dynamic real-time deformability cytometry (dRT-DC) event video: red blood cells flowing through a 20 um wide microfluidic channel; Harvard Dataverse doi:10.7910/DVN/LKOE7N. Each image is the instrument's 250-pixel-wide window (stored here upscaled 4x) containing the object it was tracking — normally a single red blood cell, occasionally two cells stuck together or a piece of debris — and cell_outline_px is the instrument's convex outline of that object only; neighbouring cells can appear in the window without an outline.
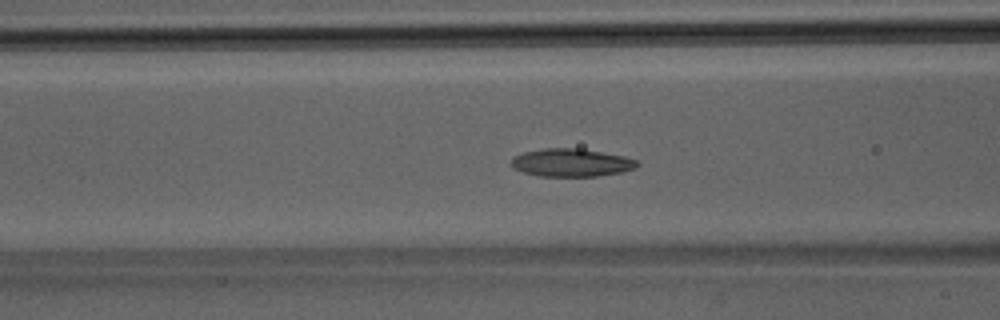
{"species": "Egyptian fruit bat (a non-hibernating species)", "species_latin": "Rousettus aegyptiacus", "temperature_condition": "room temperature", "stored_images_in_passage": 41, "camera_frame_rate_fps": 3000, "um_per_image_px": 0.085, "animal": {"sex": "male"}, "frame": {"image": 1, "passage_image": 16, "time_ms": 5.0, "image_size_px": [1000, 320], "cell_outline_px": [[640, 164], [636, 168], [620, 172], [596, 176], [540, 176], [520, 172], [512, 168], [512, 156], [524, 152], [544, 148], [580, 148], [624, 156], [636, 160]], "centroid_in_image_um": [48.53, 13.82], "position_along_channel_um": 118.1, "area_um2": 20.58}}
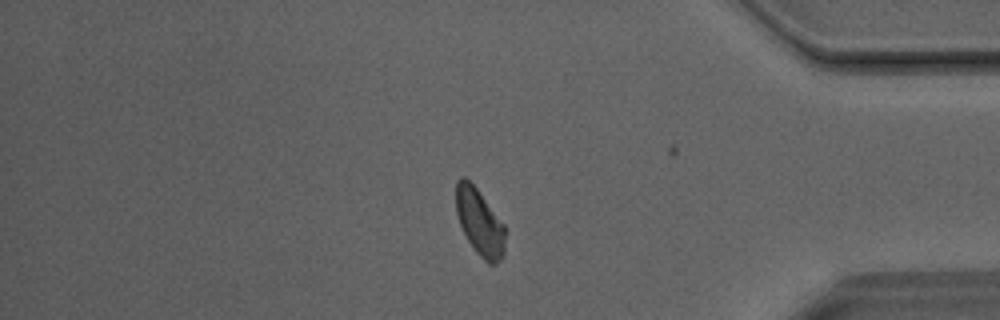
{"frame": {"image": 2, "passage_image": 34, "time_ms": 11.0, "image_size_px": [1000, 320], "cell_outline_px": [[504, 256], [496, 264], [488, 264], [476, 252], [468, 240], [460, 224], [456, 212], [456, 180], [460, 176], [464, 176], [476, 188], [504, 224]], "centroid_in_image_um": [40.76, 18.89], "position_along_channel_um": 394.4, "area_um2": 18.9}}
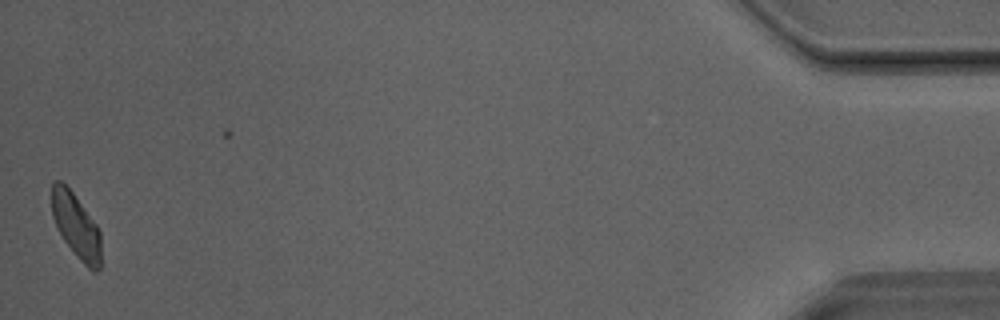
{"frame": {"image": 3, "passage_image": 40, "time_ms": 13.0, "image_size_px": [1000, 320], "cell_outline_px": [[100, 268], [96, 272], [92, 272], [76, 256], [64, 240], [52, 216], [52, 184], [56, 180], [60, 180], [72, 192], [96, 224], [100, 232]], "centroid_in_image_um": [6.48, 19.23], "position_along_channel_um": 428.7, "area_um2": 18.21}}